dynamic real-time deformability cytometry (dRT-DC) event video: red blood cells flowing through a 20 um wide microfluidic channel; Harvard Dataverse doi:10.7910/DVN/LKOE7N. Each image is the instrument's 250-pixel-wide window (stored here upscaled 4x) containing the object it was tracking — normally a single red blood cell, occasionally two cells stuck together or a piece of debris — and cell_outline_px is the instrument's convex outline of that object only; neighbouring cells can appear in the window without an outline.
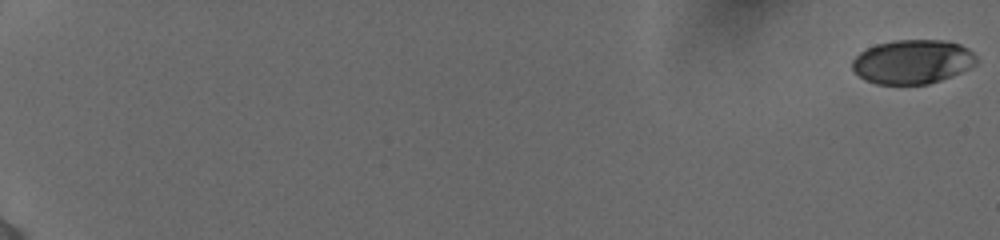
{"species": "human", "species_latin": "Homo sapiens", "temperature_condition": "cold", "stored_images_in_passage": 41, "camera_frame_rate_fps": 3000, "um_per_image_px": 0.085, "donor": {"sex": "female"}, "frame": {"image": 1, "passage_image": 1, "time_ms": 0.0, "image_size_px": [1000, 240], "cell_outline_px": [[976, 64], [960, 72], [940, 80], [928, 84], [876, 84], [864, 80], [852, 68], [852, 60], [860, 52], [876, 44], [892, 40], [948, 40], [960, 44], [968, 48], [976, 56]], "centroid_in_image_um": [77.55, 5.24], "position_along_channel_um": 7.4, "area_um2": 31.91}}
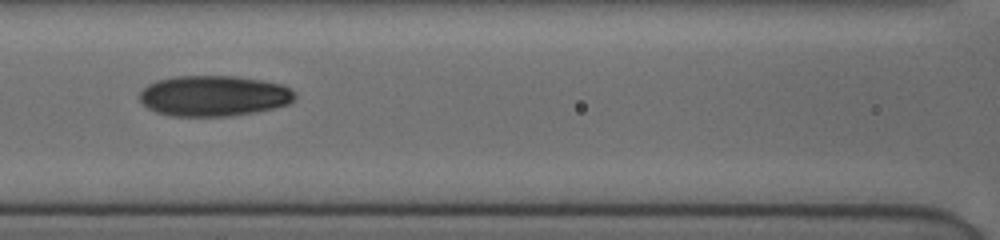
{"frame": {"image": 2, "passage_image": 22, "time_ms": 9.667, "image_size_px": [1000, 240], "cell_outline_px": [[296, 96], [288, 104], [276, 108], [256, 112], [228, 116], [168, 116], [156, 112], [148, 108], [140, 100], [140, 92], [148, 84], [156, 80], [176, 76], [236, 76], [284, 84], [296, 92]], "centroid_in_image_um": [18.19, 8.15], "position_along_channel_um": 148.4, "area_um2": 37.05}}
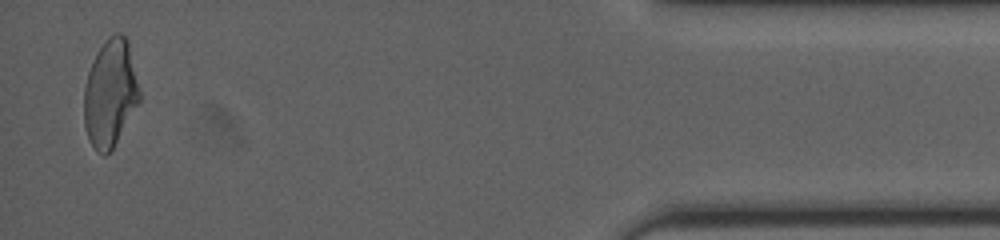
{"frame": {"image": 3, "passage_image": 41, "time_ms": 18.333, "image_size_px": [1000, 240], "cell_outline_px": [[140, 100], [112, 148], [104, 156], [96, 152], [88, 140], [84, 124], [84, 88], [88, 72], [92, 60], [96, 52], [104, 40], [108, 36], [116, 32], [120, 32], [128, 40], [140, 92]], "centroid_in_image_um": [9.35, 7.9], "position_along_channel_um": 425.9, "area_um2": 34.74}, "authors_computed_cell_mechanics": {"area_um2": 34.4488, "velocity_mm_per_s": 3.8882, "shape_relaxation_time_tau1_ms": 10.2431, "shape_relaxation_time_tau2_ms": 2.1717, "deformation_change_tau1": 0.2359, "deformation_change_tau2": 0.0815}}